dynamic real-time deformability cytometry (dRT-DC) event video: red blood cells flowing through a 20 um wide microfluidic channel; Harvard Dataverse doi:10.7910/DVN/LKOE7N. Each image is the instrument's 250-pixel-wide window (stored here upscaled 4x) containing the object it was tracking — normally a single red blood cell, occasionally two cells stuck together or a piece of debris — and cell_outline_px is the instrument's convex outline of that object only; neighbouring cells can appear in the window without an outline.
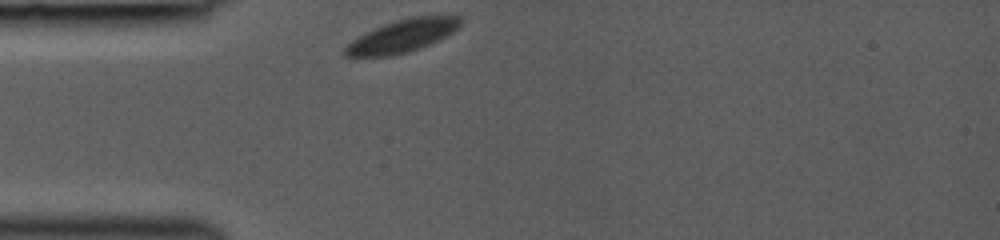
{"species": "common noctule bat (a hibernating species)", "species_latin": "Nyctalus noctula", "temperature_condition": "room temperature", "stored_images_in_passage": 24, "camera_frame_rate_fps": 3000, "um_per_image_px": 0.085, "animal": {"sex": "female", "body_mass_g": 19.0, "forearm_length_mm": 53.3}, "frame": {"image": 1, "passage_image": 1, "time_ms": 0.0, "image_size_px": [1000, 240], "cell_outline_px": [[464, 20], [452, 32], [420, 48], [408, 52], [388, 56], [344, 56], [344, 48], [352, 40], [364, 32], [384, 24], [396, 20], [412, 16], [460, 16]], "centroid_in_image_um": [34.17, 3.04], "position_along_channel_um": 50.8, "area_um2": 21.68}}
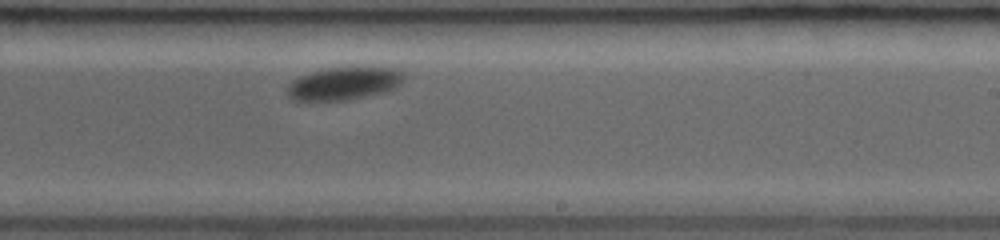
{"frame": {"image": 2, "passage_image": 14, "time_ms": 5.667, "image_size_px": [1000, 240], "cell_outline_px": [[404, 80], [400, 88], [384, 92], [348, 100], [292, 100], [288, 96], [288, 84], [292, 80], [300, 76], [312, 72], [328, 68], [396, 68], [404, 72]], "centroid_in_image_um": [29.29, 7.1], "position_along_channel_um": 259.7, "area_um2": 22.25}}
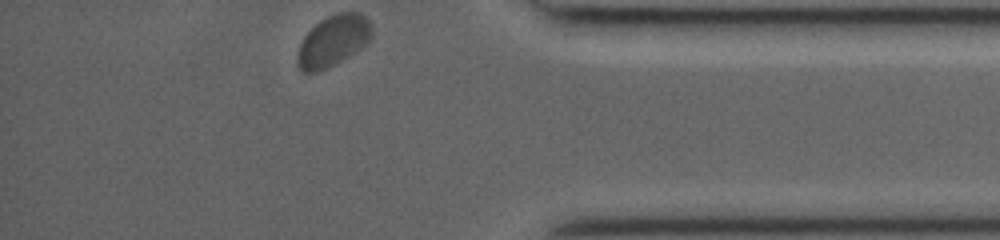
{"frame": {"image": 3, "passage_image": 24, "time_ms": 9.667, "image_size_px": [1000, 240], "cell_outline_px": [[372, 36], [360, 48], [340, 60], [316, 72], [304, 72], [300, 68], [296, 60], [300, 44], [304, 36], [320, 20], [336, 12], [360, 12], [372, 24]], "centroid_in_image_um": [28.31, 3.42], "position_along_channel_um": 406.9, "area_um2": 21.62}}